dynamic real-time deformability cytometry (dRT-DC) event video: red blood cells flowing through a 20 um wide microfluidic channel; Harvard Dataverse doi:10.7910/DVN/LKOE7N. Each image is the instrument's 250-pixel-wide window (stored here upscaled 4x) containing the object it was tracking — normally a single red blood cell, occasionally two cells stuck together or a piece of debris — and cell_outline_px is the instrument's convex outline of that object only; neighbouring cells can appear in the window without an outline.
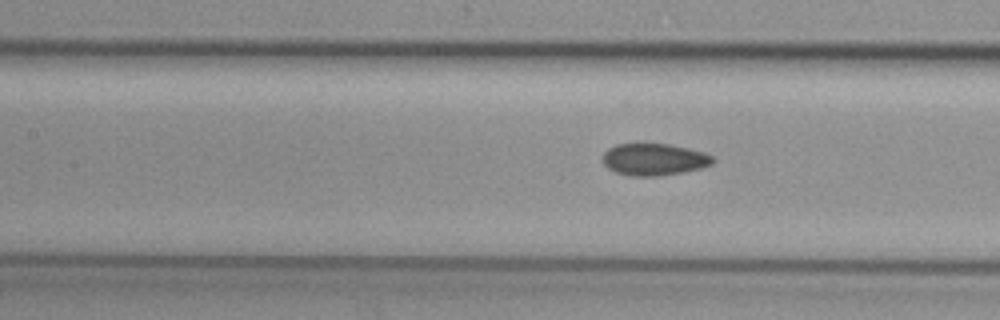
{"species": "common noctule bat (a hibernating species)", "species_latin": "Nyctalus noctula", "temperature_condition": "cold", "stored_images_in_passage": 8, "segment_of_instrument_passage": [2, 2], "camera_frame_rate_fps": 3000, "um_per_image_px": 0.085, "animal": {"sex": "female", "body_mass_g": 29.2, "forearm_length_mm": 56.3}, "frame": {"image": 1, "passage_image": 8, "time_ms": 2.333, "image_size_px": [1000, 320], "cell_outline_px": [[716, 160], [712, 164], [700, 168], [680, 172], [656, 176], [628, 176], [616, 172], [608, 168], [604, 164], [600, 156], [608, 148], [616, 144], [668, 144], [688, 148], [704, 152], [712, 156]], "centroid_in_image_um": [55.56, 13.55], "position_along_channel_um": 151.8, "area_um2": 20.52}}